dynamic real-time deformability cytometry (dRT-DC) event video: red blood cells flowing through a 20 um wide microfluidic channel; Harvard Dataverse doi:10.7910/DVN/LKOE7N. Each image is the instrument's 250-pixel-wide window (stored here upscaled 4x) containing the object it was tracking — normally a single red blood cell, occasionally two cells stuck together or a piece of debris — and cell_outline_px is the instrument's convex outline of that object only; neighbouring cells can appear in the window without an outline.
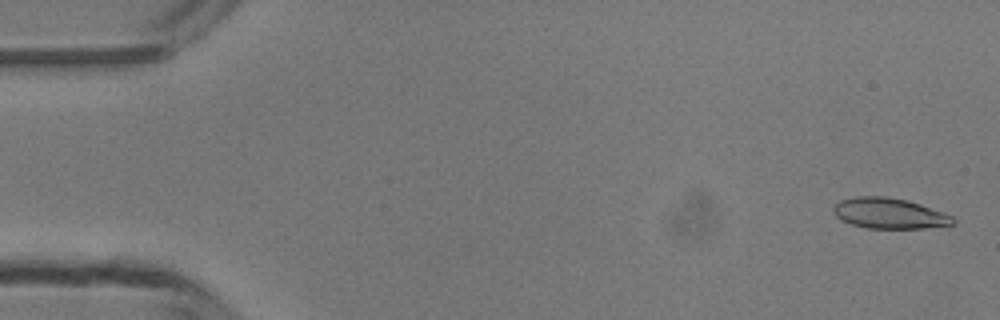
{"species": "common noctule bat (a hibernating species)", "species_latin": "Nyctalus noctula", "temperature_condition": "room temperature", "stored_images_in_passage": 49, "camera_frame_rate_fps": 3000, "um_per_image_px": 0.085, "animal": {"sex": "male", "body_mass_g": 13.3}, "frame": {"image": 1, "passage_image": 2, "time_ms": 0.333, "image_size_px": [1000, 320], "cell_outline_px": [[956, 224], [924, 228], [868, 228], [852, 224], [840, 220], [832, 212], [832, 208], [840, 200], [856, 196], [888, 196], [908, 200], [944, 212], [952, 216], [956, 220]], "centroid_in_image_um": [75.59, 18.13], "position_along_channel_um": 9.4, "area_um2": 21.5}}
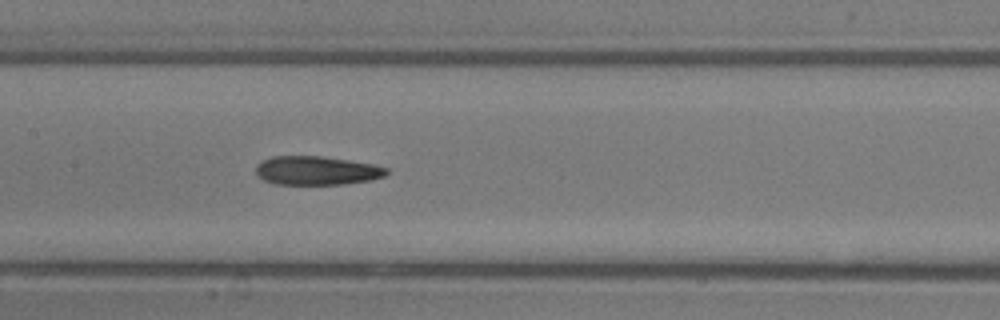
{"frame": {"image": 2, "passage_image": 24, "time_ms": 7.667, "image_size_px": [1000, 320], "cell_outline_px": [[388, 172], [384, 176], [372, 180], [344, 184], [276, 184], [264, 180], [256, 172], [256, 164], [260, 160], [272, 156], [320, 156], [376, 164], [388, 168]], "centroid_in_image_um": [26.93, 14.49], "position_along_channel_um": 180.5, "area_um2": 22.02}}
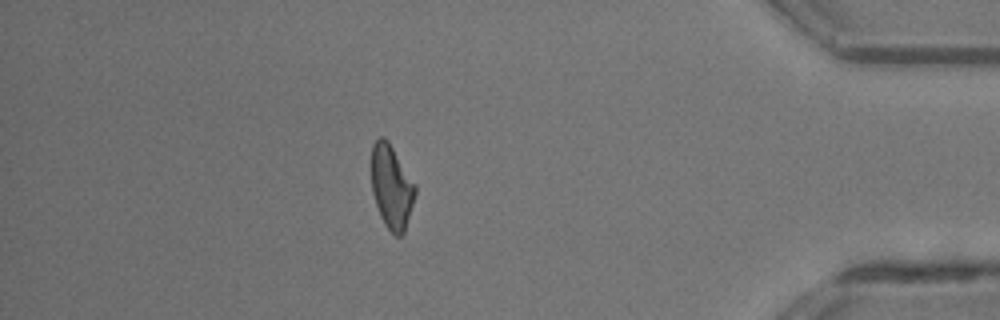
{"frame": {"image": 3, "passage_image": 43, "time_ms": 14.0, "image_size_px": [1000, 320], "cell_outline_px": [[416, 192], [404, 232], [400, 236], [396, 236], [384, 224], [380, 216], [372, 192], [372, 144], [380, 136], [384, 136], [388, 140], [416, 184]], "centroid_in_image_um": [33.28, 15.85], "position_along_channel_um": 401.9, "area_um2": 21.27}, "authors_computed_cell_mechanics": {"area_um2": 21.8484, "velocity_mm_per_s": 4.2048, "shape_relaxation_time_tau1_ms": 11.1934, "shape_relaxation_time_tau2_ms": 3.4321, "deformation_change_tau1": 0.308, "deformation_change_tau2": 0.1387}}